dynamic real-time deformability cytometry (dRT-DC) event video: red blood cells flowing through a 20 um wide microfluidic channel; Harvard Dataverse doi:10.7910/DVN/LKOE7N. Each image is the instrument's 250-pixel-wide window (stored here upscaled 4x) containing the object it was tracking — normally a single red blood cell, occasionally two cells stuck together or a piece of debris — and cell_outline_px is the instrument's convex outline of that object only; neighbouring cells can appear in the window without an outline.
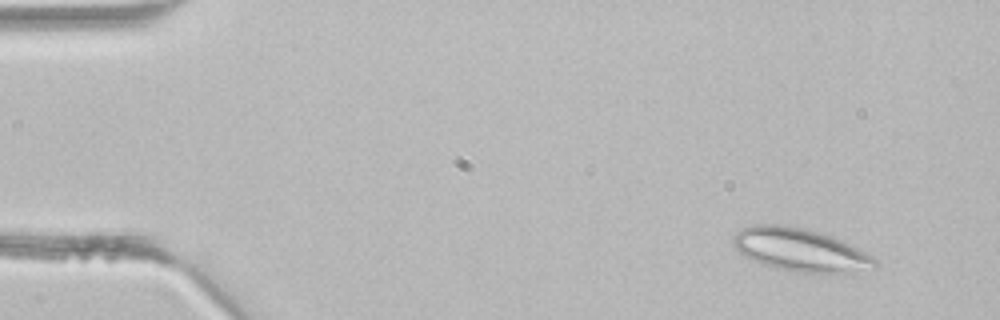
{"species": "common noctule bat (a hibernating species)", "species_latin": "Nyctalus noctula", "temperature_condition": "room temperature", "stored_images_in_passage": 40, "camera_frame_rate_fps": 3000, "um_per_image_px": 0.085, "animal": {"sex": "male", "body_mass_g": 21.5, "forearm_length_mm": 52.0}, "frame": {"image": 1, "passage_image": 1, "time_ms": 0.0, "image_size_px": [1000, 320], "cell_outline_px": [[876, 268], [820, 276], [796, 272], [776, 268], [764, 264], [744, 256], [732, 244], [732, 236], [736, 232], [744, 228], [756, 224], [776, 224], [804, 228], [820, 232], [832, 236], [872, 256], [876, 260]], "centroid_in_image_um": [68.02, 21.27], "position_along_channel_um": 17.0, "area_um2": 35.72}}
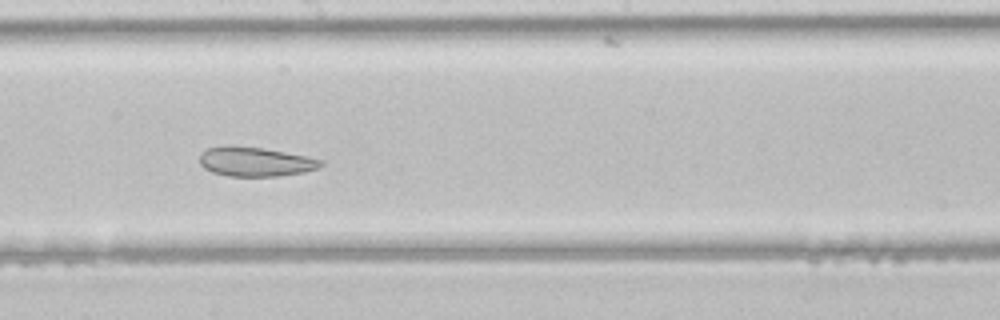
{"frame": {"image": 2, "passage_image": 21, "time_ms": 6.667, "image_size_px": [1000, 320], "cell_outline_px": [[324, 164], [320, 168], [304, 172], [280, 176], [228, 176], [212, 172], [204, 168], [200, 164], [200, 156], [208, 148], [228, 144], [232, 144], [260, 148], [284, 152], [324, 160]], "centroid_in_image_um": [21.71, 13.74], "position_along_channel_um": 226.5, "area_um2": 20.81}}
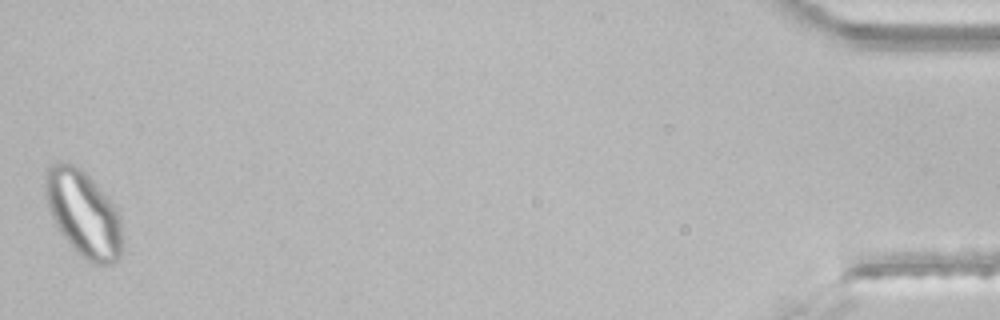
{"frame": {"image": 3, "passage_image": 40, "time_ms": 13.0, "image_size_px": [1000, 320], "cell_outline_px": [[120, 256], [112, 264], [96, 264], [88, 260], [76, 252], [60, 232], [52, 216], [48, 204], [44, 188], [44, 180], [48, 168], [60, 160], [76, 164], [100, 188], [116, 208], [120, 216]], "centroid_in_image_um": [7.07, 18.12], "position_along_channel_um": 428.1, "area_um2": 38.03}}